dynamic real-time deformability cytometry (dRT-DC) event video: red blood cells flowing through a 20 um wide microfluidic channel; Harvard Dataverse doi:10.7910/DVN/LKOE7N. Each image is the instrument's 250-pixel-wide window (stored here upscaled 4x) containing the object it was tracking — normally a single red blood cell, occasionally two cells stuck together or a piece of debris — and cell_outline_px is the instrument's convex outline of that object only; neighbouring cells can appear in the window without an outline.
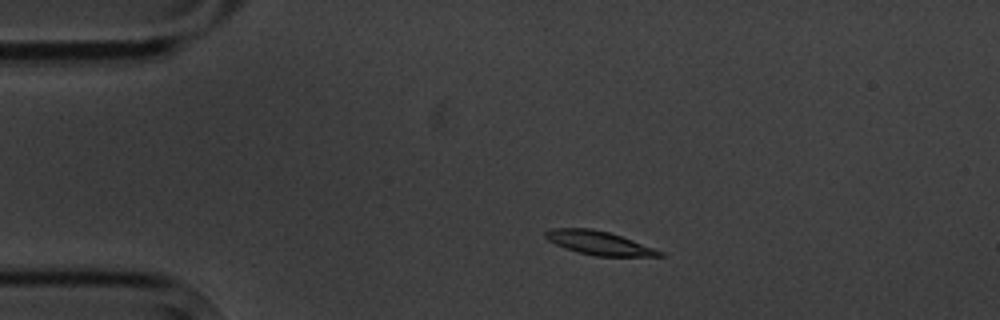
{"species": "common noctule bat (a hibernating species)", "species_latin": "Nyctalus noctula", "temperature_condition": "cold", "stored_images_in_passage": 13, "camera_frame_rate_fps": 3000, "um_per_image_px": 0.085, "animal": {"sex": "male", "body_mass_g": 20.1, "forearm_length_mm": 53.5}, "frame": {"image": 1, "passage_image": 2, "time_ms": 1.333, "image_size_px": [1000, 320], "cell_outline_px": [[664, 256], [596, 256], [576, 252], [556, 244], [548, 240], [544, 236], [544, 232], [552, 228], [588, 228], [608, 232], [632, 240], [664, 252]], "centroid_in_image_um": [50.88, 20.65], "position_along_channel_um": 34.1, "area_um2": 15.55}}
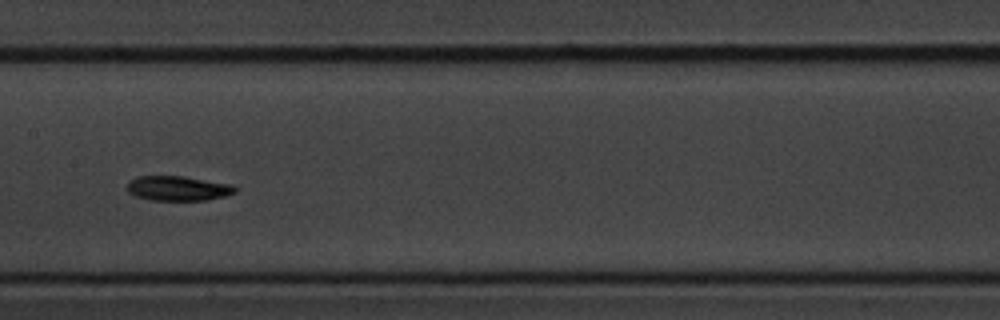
{"frame": {"image": 2, "passage_image": 6, "time_ms": 7.0, "image_size_px": [1000, 320], "cell_outline_px": [[236, 192], [224, 196], [208, 200], [148, 200], [136, 196], [128, 192], [128, 184], [136, 176], [184, 176], [232, 184], [236, 188]], "centroid_in_image_um": [15.15, 16.01], "position_along_channel_um": 192.3, "area_um2": 15.55}}
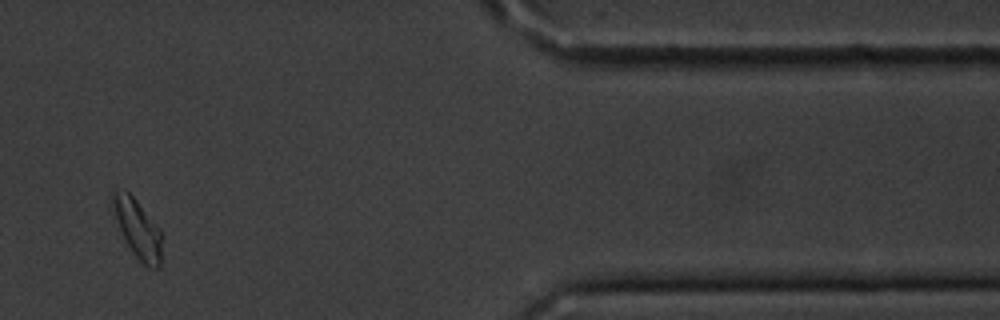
{"frame": {"image": 3, "passage_image": 12, "time_ms": 14.0, "image_size_px": [1000, 320], "cell_outline_px": [[160, 264], [156, 268], [144, 264], [136, 256], [128, 244], [120, 228], [116, 216], [112, 200], [112, 196], [120, 188], [124, 188], [136, 200], [160, 228]], "centroid_in_image_um": [11.71, 19.4], "position_along_channel_um": 399.7, "area_um2": 15.84}, "authors_computed_cell_mechanics": {"area_um2": 15.7216, "velocity_mm_per_s": 3.5056, "shape_relaxation_time_tau1_ms": 1.9352, "shape_relaxation_time_tau2_ms": null, "deformation_change_tau1": 0.0757, "deformation_change_tau2": null}}